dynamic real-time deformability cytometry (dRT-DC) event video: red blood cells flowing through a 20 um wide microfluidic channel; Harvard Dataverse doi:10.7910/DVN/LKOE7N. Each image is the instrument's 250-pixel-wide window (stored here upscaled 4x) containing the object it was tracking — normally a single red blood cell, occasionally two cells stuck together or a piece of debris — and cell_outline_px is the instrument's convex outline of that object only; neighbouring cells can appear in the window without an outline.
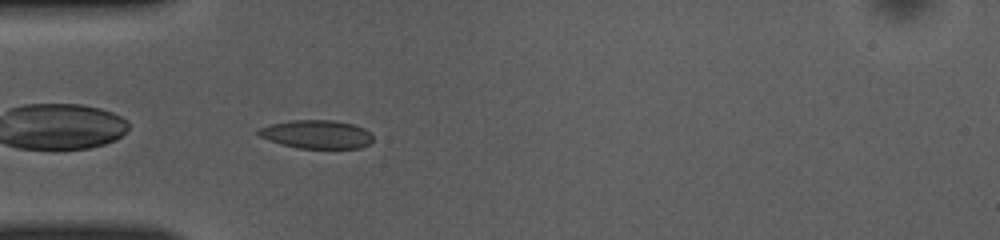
{"species": "common noctule bat (a hibernating species)", "species_latin": "Nyctalus noctula", "temperature_condition": "room temperature", "stored_images_in_passage": 37, "camera_frame_rate_fps": 3000, "um_per_image_px": 0.085, "animal": {"sex": "female", "body_mass_g": 10.0, "forearm_length_mm": 53.1}, "frame": {"image": 1, "passage_image": 1, "time_ms": 0.0, "image_size_px": [1000, 240], "cell_outline_px": [[372, 140], [368, 144], [360, 148], [300, 148], [280, 144], [260, 136], [256, 132], [260, 128], [268, 124], [292, 120], [332, 120], [352, 124], [364, 128], [372, 136]], "centroid_in_image_um": [26.89, 11.41], "position_along_channel_um": 58.1, "area_um2": 18.84}}
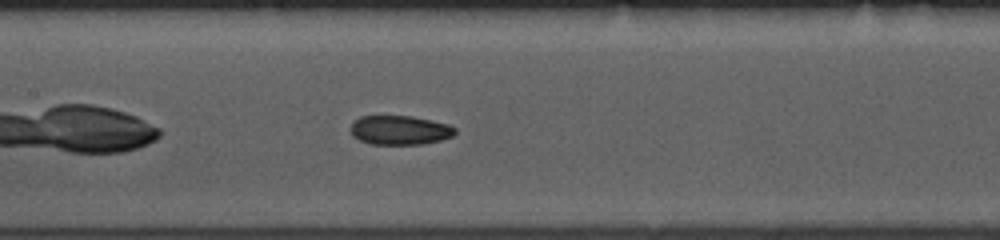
{"frame": {"image": 2, "passage_image": 10, "time_ms": 3.0, "image_size_px": [1000, 240], "cell_outline_px": [[456, 132], [452, 136], [440, 140], [420, 144], [372, 144], [360, 140], [352, 136], [352, 120], [360, 116], [412, 116], [432, 120], [448, 124], [456, 128]], "centroid_in_image_um": [33.98, 11.05], "position_along_channel_um": 173.4, "area_um2": 17.74}}
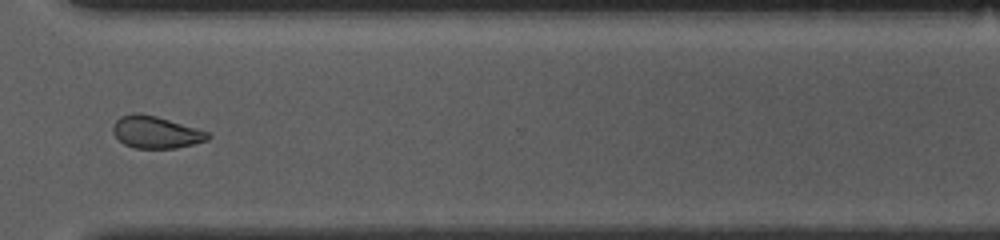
{"frame": {"image": 3, "passage_image": 24, "time_ms": 7.667, "image_size_px": [1000, 240], "cell_outline_px": [[212, 136], [208, 140], [176, 148], [136, 148], [124, 144], [112, 132], [112, 128], [116, 120], [120, 116], [136, 112], [140, 112], [156, 116], [208, 132]], "centroid_in_image_um": [13.23, 11.23], "position_along_channel_um": 357.4, "area_um2": 17.63}, "authors_computed_cell_mechanics": {"area_um2": 18.3804, "velocity_mm_per_s": 3.9432, "shape_relaxation_time_tau1_ms": 5.2414, "shape_relaxation_time_tau2_ms": 2.5791, "deformation_change_tau1": 0.1206, "deformation_change_tau2": 0.0645}}